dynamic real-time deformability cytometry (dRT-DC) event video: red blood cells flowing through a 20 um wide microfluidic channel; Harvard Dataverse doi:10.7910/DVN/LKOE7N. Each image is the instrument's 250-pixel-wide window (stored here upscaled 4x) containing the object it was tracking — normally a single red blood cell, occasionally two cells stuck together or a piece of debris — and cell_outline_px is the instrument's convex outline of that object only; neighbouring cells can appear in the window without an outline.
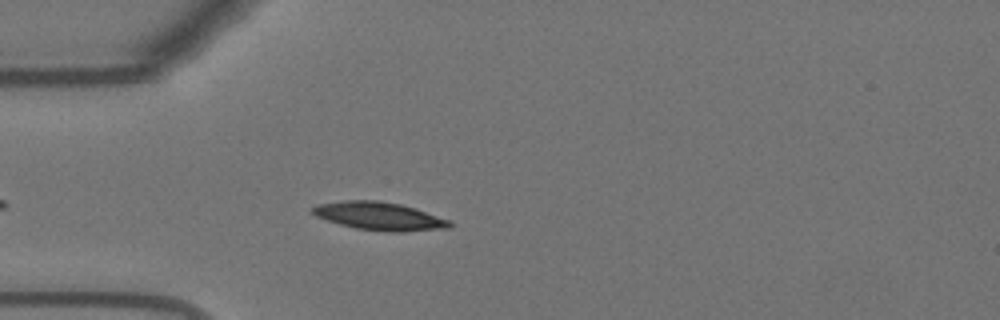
{"species": "Egyptian fruit bat (a non-hibernating species)", "species_latin": "Rousettus aegyptiacus", "temperature_condition": "warm", "stored_images_in_passage": 43, "camera_frame_rate_fps": 3000, "um_per_image_px": 0.085, "animal": {"sex": "female"}, "frame": {"image": 1, "passage_image": 6, "time_ms": 1.667, "image_size_px": [1000, 320], "cell_outline_px": [[452, 224], [448, 228], [400, 232], [388, 232], [356, 228], [340, 224], [316, 216], [308, 212], [312, 208], [320, 204], [344, 200], [376, 200], [400, 204], [416, 208], [452, 220]], "centroid_in_image_um": [32.27, 18.37], "position_along_channel_um": 52.7, "area_um2": 22.48}}
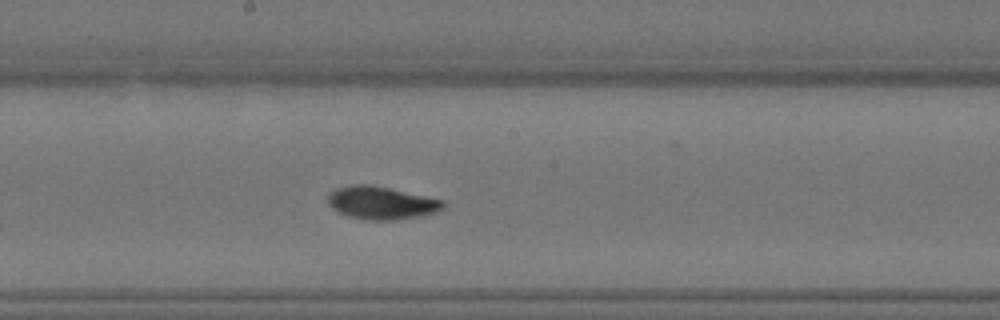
{"frame": {"image": 2, "passage_image": 20, "time_ms": 6.333, "image_size_px": [1000, 320], "cell_outline_px": [[444, 208], [436, 212], [424, 216], [396, 220], [372, 220], [348, 216], [332, 208], [328, 204], [328, 196], [336, 188], [352, 184], [368, 184], [388, 188], [444, 200]], "centroid_in_image_um": [32.44, 17.25], "position_along_channel_um": 215.8, "area_um2": 21.96}}
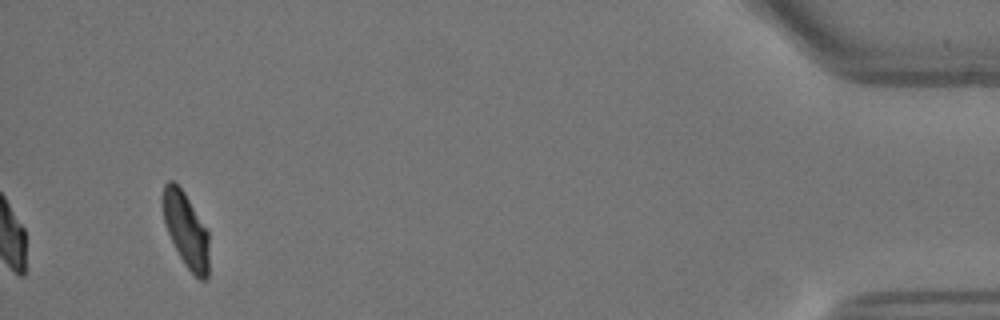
{"frame": {"image": 3, "passage_image": 43, "time_ms": 14.0, "image_size_px": [1000, 320], "cell_outline_px": [[208, 276], [204, 280], [200, 280], [184, 264], [168, 232], [164, 220], [164, 184], [168, 180], [172, 180], [184, 192], [208, 232]], "centroid_in_image_um": [15.83, 19.56], "position_along_channel_um": 419.4, "area_um2": 19.42}, "authors_computed_cell_mechanics": {"area_um2": 21.3282, "velocity_mm_per_s": 3.6553, "shape_relaxation_time_tau1_ms": 4.904, "shape_relaxation_time_tau2_ms": 1.9445, "deformation_change_tau1": 0.1808, "deformation_change_tau2": 0.0542}}